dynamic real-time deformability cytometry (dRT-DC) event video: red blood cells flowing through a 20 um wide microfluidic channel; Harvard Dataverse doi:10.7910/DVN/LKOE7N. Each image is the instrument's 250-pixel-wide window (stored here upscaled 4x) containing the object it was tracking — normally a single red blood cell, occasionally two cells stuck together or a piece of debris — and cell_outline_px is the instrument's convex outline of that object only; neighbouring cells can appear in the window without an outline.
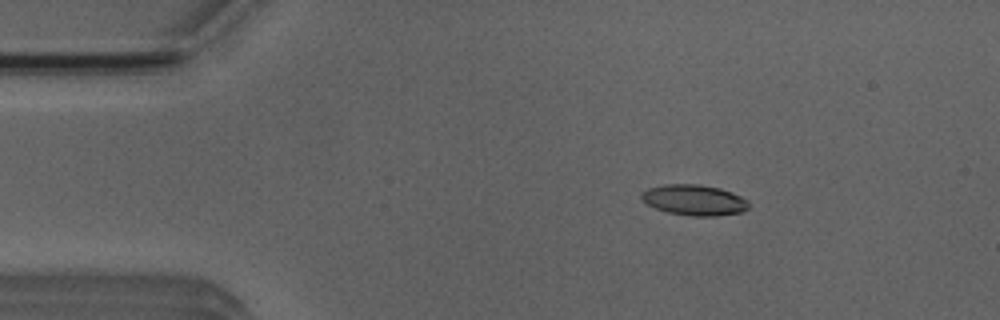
{"species": "Egyptian fruit bat (a non-hibernating species)", "species_latin": "Rousettus aegyptiacus", "temperature_condition": "room temperature", "stored_images_in_passage": 6, "camera_frame_rate_fps": 3000, "um_per_image_px": 0.085, "animal": {"sex": "male"}, "frame": {"image": 1, "passage_image": 3, "time_ms": 2.333, "image_size_px": [1000, 320], "cell_outline_px": [[752, 204], [748, 208], [740, 212], [716, 216], [692, 216], [668, 212], [656, 208], [648, 204], [640, 196], [640, 192], [648, 188], [664, 184], [700, 184], [720, 188], [732, 192], [748, 200]], "centroid_in_image_um": [59.03, 16.99], "position_along_channel_um": 26.0, "area_um2": 19.25}}